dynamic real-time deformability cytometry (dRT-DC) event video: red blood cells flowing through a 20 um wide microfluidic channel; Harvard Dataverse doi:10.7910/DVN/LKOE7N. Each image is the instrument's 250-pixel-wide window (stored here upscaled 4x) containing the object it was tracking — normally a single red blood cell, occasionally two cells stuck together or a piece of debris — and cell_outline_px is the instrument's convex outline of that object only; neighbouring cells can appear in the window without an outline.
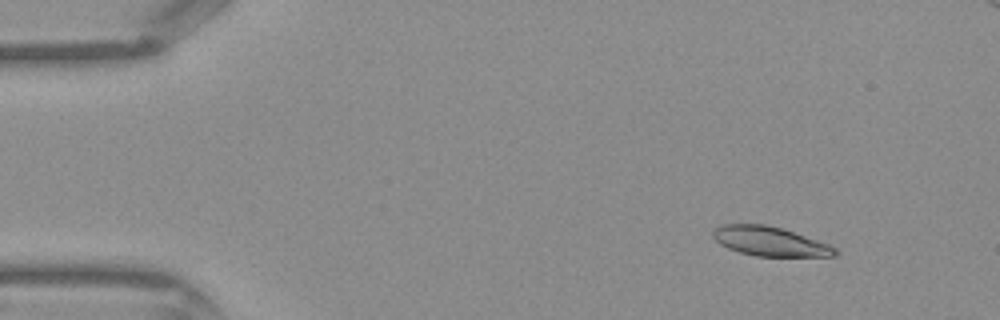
{"species": "Egyptian fruit bat (a non-hibernating species)", "species_latin": "Rousettus aegyptiacus", "temperature_condition": "warm", "stored_images_in_passage": 14, "camera_frame_rate_fps": 3000, "um_per_image_px": 0.085, "frame": {"image": 1, "passage_image": 5, "time_ms": 1.333, "image_size_px": [1000, 320], "cell_outline_px": [[840, 252], [836, 256], [756, 256], [740, 252], [728, 248], [720, 244], [712, 236], [712, 228], [724, 224], [764, 224], [780, 228], [828, 244], [836, 248]], "centroid_in_image_um": [65.41, 20.51], "position_along_channel_um": 19.6, "area_um2": 20.69}}